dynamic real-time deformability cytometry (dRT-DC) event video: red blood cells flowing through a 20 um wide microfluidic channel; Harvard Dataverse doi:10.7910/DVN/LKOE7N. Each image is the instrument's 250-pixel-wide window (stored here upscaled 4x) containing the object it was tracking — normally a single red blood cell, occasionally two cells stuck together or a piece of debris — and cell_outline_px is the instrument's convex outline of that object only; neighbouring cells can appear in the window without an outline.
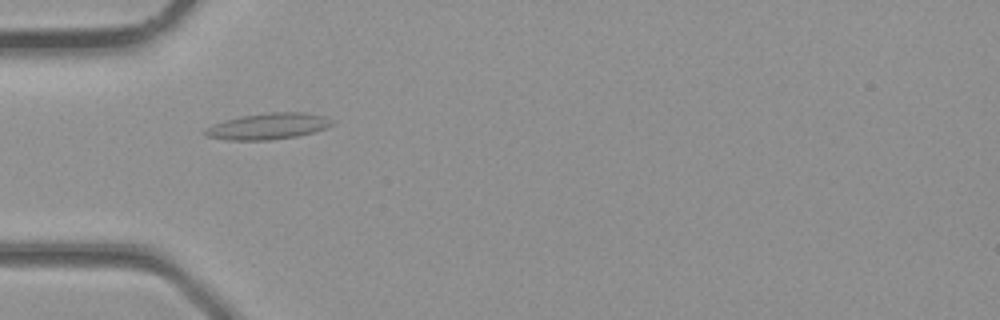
{"species": "common noctule bat (a hibernating species)", "species_latin": "Nyctalus noctula", "temperature_condition": "room temperature", "stored_images_in_passage": 2, "camera_frame_rate_fps": 3000, "um_per_image_px": 0.085, "animal": {"sex": "male", "body_mass_g": 23.1, "forearm_length_mm": 52.7}, "frame": {"image": 1, "passage_image": 1, "time_ms": 0.0, "image_size_px": [1000, 320], "cell_outline_px": [[332, 124], [324, 128], [312, 132], [296, 136], [272, 140], [228, 140], [204, 136], [204, 132], [208, 128], [224, 120], [240, 116], [268, 112], [304, 112], [324, 116], [332, 120]], "centroid_in_image_um": [22.77, 10.73], "position_along_channel_um": 62.2, "area_um2": 19.19}}
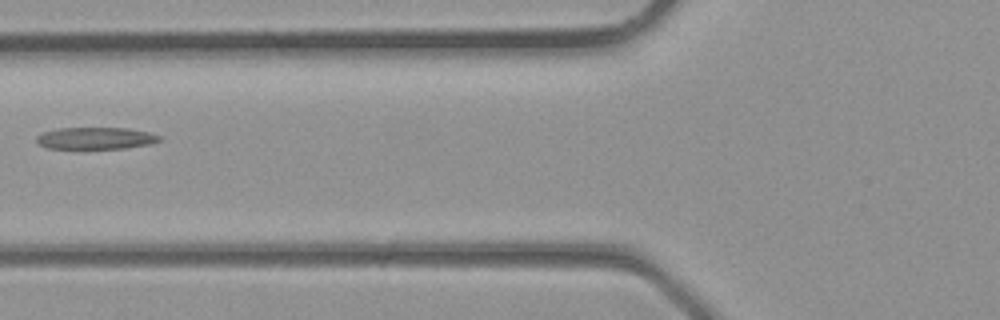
{"frame": {"image": 2, "passage_image": 2, "time_ms": 0.333, "image_size_px": [1000, 320], "cell_outline_px": [[160, 140], [148, 144], [124, 148], [48, 148], [40, 144], [36, 140], [36, 136], [44, 132], [56, 128], [128, 128], [148, 132], [160, 136]], "centroid_in_image_um": [8.11, 11.74], "position_along_channel_um": 117.7, "area_um2": 15.43}}